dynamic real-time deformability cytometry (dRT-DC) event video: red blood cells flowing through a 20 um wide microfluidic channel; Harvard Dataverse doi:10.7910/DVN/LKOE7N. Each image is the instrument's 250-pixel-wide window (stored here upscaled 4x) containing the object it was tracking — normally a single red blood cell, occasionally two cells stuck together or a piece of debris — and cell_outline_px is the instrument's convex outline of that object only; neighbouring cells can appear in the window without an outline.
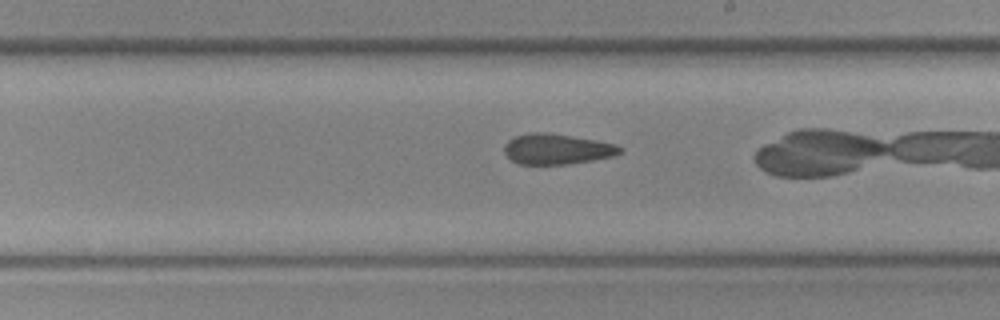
{"species": "common noctule bat (a hibernating species)", "species_latin": "Nyctalus noctula", "temperature_condition": "cold", "stored_images_in_passage": 37, "camera_frame_rate_fps": 3000, "um_per_image_px": 0.085, "animal": {"sex": "female", "body_mass_g": 19.3, "forearm_length_mm": 54.1}, "frame": {"image": 1, "passage_image": 27, "time_ms": 8.667, "image_size_px": [1000, 320], "cell_outline_px": [[624, 148], [620, 152], [612, 156], [592, 160], [568, 164], [520, 164], [512, 160], [504, 152], [504, 144], [508, 140], [516, 136], [528, 132], [548, 132], [596, 140], [616, 144]], "centroid_in_image_um": [47.32, 12.66], "position_along_channel_um": 241.7, "area_um2": 20.52}}